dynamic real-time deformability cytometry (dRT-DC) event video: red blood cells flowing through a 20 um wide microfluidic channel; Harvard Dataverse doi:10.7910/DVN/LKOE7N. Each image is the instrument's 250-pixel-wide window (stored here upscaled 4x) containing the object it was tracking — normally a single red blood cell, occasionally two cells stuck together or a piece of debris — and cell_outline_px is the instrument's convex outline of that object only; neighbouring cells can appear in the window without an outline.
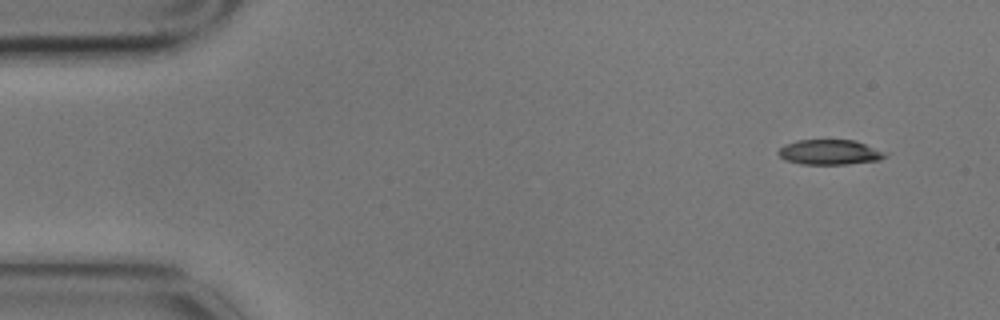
{"species": "common noctule bat (a hibernating species)", "species_latin": "Nyctalus noctula", "temperature_condition": "cold", "stored_images_in_passage": 4, "camera_frame_rate_fps": 3000, "um_per_image_px": 0.085, "animal": {"sex": "male", "body_mass_g": 17.9}, "frame": {"image": 1, "passage_image": 1, "time_ms": 0.0, "image_size_px": [1000, 320], "cell_outline_px": [[888, 156], [880, 160], [848, 164], [800, 164], [784, 160], [776, 152], [784, 144], [796, 140], [856, 140], [888, 152]], "centroid_in_image_um": [70.55, 12.93], "position_along_channel_um": 14.5, "area_um2": 15.9}}